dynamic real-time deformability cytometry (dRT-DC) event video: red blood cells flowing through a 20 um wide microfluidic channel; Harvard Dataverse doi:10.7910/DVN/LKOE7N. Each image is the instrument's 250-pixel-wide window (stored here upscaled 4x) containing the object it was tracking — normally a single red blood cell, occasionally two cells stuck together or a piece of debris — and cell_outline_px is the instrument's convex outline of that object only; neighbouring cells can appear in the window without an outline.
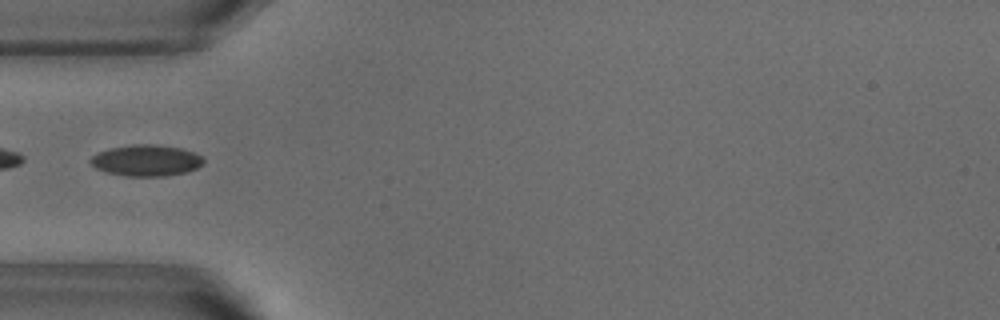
{"species": "common noctule bat (a hibernating species)", "species_latin": "Nyctalus noctula", "temperature_condition": "warm", "stored_images_in_passage": 37, "camera_frame_rate_fps": 3000, "um_per_image_px": 0.085, "animal": {"sex": "male", "body_mass_g": 18.8}, "frame": {"image": 1, "passage_image": 1, "time_ms": 0.0, "image_size_px": [1000, 320], "cell_outline_px": [[204, 164], [188, 172], [164, 176], [124, 176], [108, 172], [96, 168], [88, 160], [92, 156], [100, 152], [112, 148], [132, 144], [156, 144], [180, 148], [196, 152], [204, 156]], "centroid_in_image_um": [12.49, 13.63], "position_along_channel_um": 72.5, "area_um2": 20.69}}
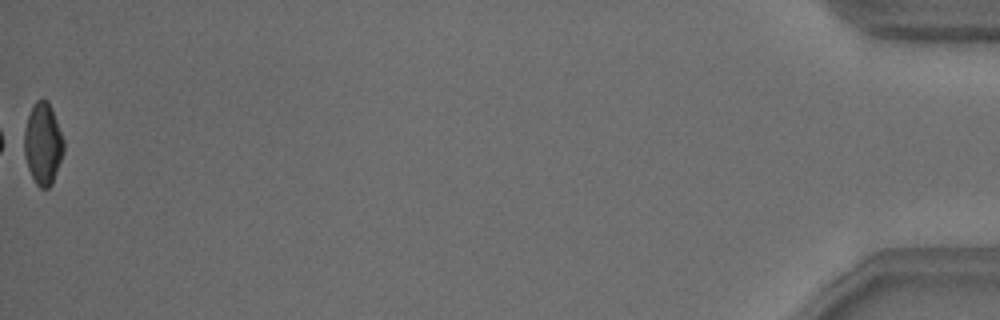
{"frame": {"image": 2, "passage_image": 37, "time_ms": 12.0, "image_size_px": [1000, 320], "cell_outline_px": [[64, 152], [52, 184], [48, 188], [40, 188], [36, 184], [28, 168], [24, 156], [24, 128], [32, 104], [36, 100], [48, 100], [52, 108], [64, 140]], "centroid_in_image_um": [3.65, 12.21], "position_along_channel_um": 431.6, "area_um2": 18.96}}